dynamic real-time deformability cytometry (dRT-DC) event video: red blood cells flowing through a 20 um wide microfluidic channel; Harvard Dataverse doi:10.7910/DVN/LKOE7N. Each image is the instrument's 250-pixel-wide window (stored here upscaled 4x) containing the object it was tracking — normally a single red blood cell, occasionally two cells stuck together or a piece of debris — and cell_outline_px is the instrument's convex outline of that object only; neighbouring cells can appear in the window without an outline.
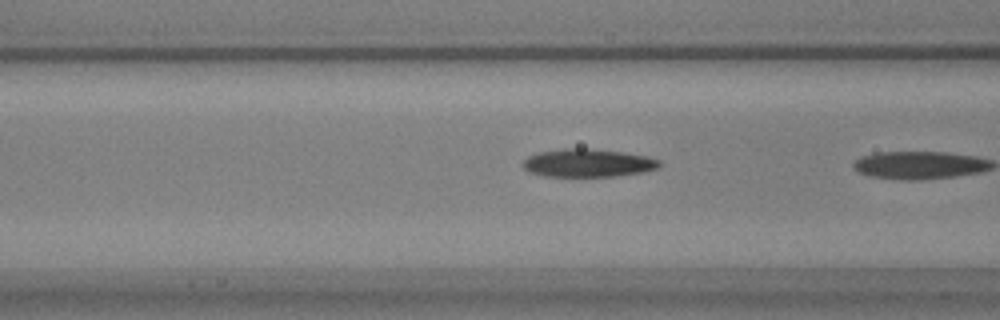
{"species": "common noctule bat (a hibernating species)", "species_latin": "Nyctalus noctula", "temperature_condition": "warm", "stored_images_in_passage": 6, "camera_frame_rate_fps": 3000, "um_per_image_px": 0.085, "animal": {"sex": "male", "body_mass_g": 17.9, "forearm_length_mm": 54.2}, "frame": {"image": 1, "passage_image": 5, "time_ms": 1.333, "image_size_px": [1000, 320], "cell_outline_px": [[660, 168], [644, 172], [616, 176], [544, 176], [532, 172], [524, 168], [520, 164], [528, 156], [540, 152], [564, 148], [584, 148], [624, 152], [648, 156], [660, 160]], "centroid_in_image_um": [50.01, 13.85], "position_along_channel_um": 116.6, "area_um2": 22.37}}